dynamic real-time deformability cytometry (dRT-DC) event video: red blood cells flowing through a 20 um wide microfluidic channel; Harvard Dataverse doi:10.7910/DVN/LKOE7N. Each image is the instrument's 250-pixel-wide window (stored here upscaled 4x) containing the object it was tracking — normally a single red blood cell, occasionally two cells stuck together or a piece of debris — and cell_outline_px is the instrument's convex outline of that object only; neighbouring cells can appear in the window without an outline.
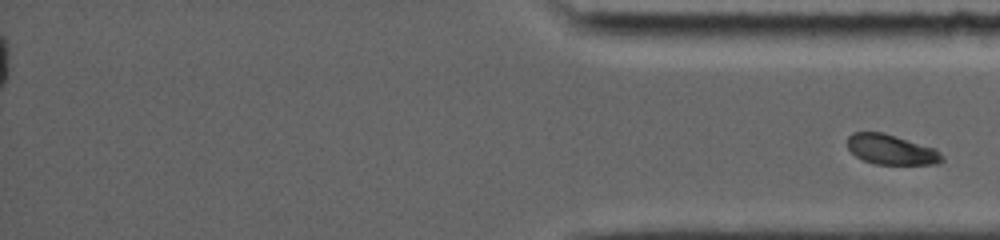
{"species": "common noctule bat (a hibernating species)", "species_latin": "Nyctalus noctula", "temperature_condition": "room temperature", "stored_images_in_passage": 33, "segment_of_instrument_passage": [2, 2], "camera_frame_rate_fps": 5000, "um_per_image_px": 0.085, "animal": {"sex": "female", "body_mass_g": 19.0, "forearm_length_mm": 56.7}, "frame": {"image": 1, "passage_image": 33, "time_ms": 16.4, "image_size_px": [1000, 240], "cell_outline_px": [[944, 160], [940, 164], [876, 164], [864, 160], [856, 156], [848, 148], [848, 136], [852, 132], [884, 132], [936, 148], [944, 156]], "centroid_in_image_um": [75.8, 12.71], "position_along_channel_um": 359.4, "area_um2": 16.7}}